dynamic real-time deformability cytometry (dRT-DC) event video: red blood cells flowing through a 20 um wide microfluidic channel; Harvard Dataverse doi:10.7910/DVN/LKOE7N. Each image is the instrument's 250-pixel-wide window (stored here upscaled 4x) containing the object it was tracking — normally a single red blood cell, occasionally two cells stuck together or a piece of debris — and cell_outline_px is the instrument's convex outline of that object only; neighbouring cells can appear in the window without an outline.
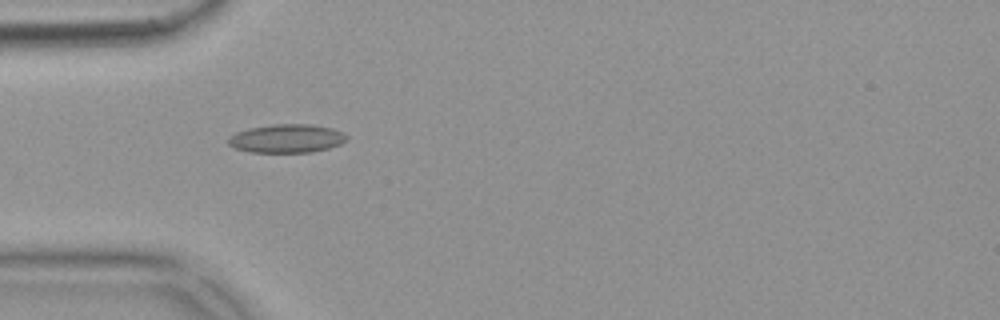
{"species": "common noctule bat (a hibernating species)", "species_latin": "Nyctalus noctula", "temperature_condition": "warm", "stored_images_in_passage": 55, "camera_frame_rate_fps": 3000, "um_per_image_px": 0.085, "animal": {"sex": "female", "body_mass_g": 18.4}, "frame": {"image": 1, "passage_image": 17, "time_ms": 5.333, "image_size_px": [1000, 320], "cell_outline_px": [[348, 140], [340, 144], [328, 148], [312, 152], [248, 152], [236, 148], [228, 144], [228, 136], [236, 132], [248, 128], [272, 124], [312, 124], [332, 128], [348, 136]], "centroid_in_image_um": [24.35, 11.76], "position_along_channel_um": 60.6, "area_um2": 19.77}}
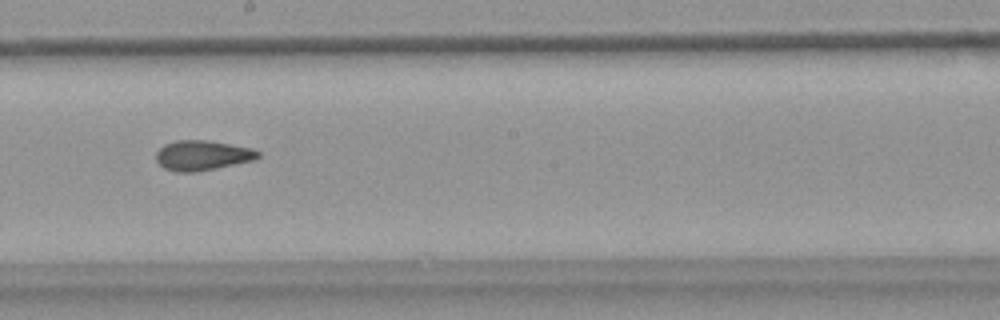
{"frame": {"image": 2, "passage_image": 31, "time_ms": 10.0, "image_size_px": [1000, 320], "cell_outline_px": [[260, 156], [252, 160], [216, 168], [196, 172], [176, 172], [164, 168], [156, 160], [156, 152], [164, 144], [176, 140], [208, 140], [252, 148], [260, 152]], "centroid_in_image_um": [17.17, 13.2], "position_along_channel_um": 231.0, "area_um2": 17.74}}
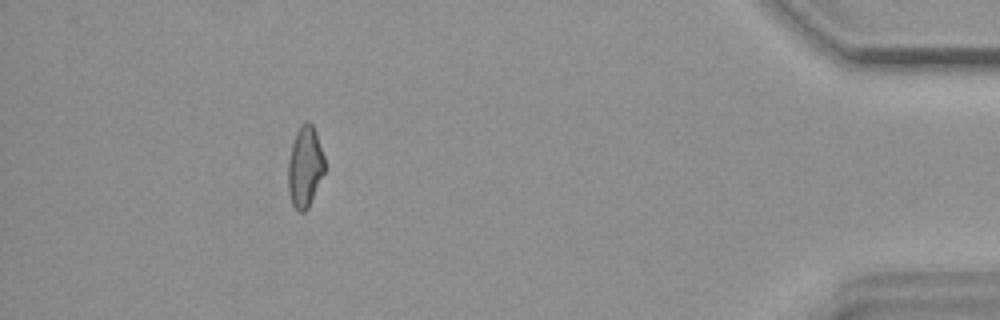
{"frame": {"image": 3, "passage_image": 50, "time_ms": 16.333, "image_size_px": [1000, 320], "cell_outline_px": [[324, 172], [308, 208], [304, 212], [300, 212], [292, 204], [288, 192], [288, 160], [292, 144], [296, 132], [308, 120], [312, 124], [316, 132], [324, 156]], "centroid_in_image_um": [25.91, 14.19], "position_along_channel_um": 409.3, "area_um2": 17.05}, "authors_computed_cell_mechanics": {"area_um2": 17.8602, "velocity_mm_per_s": 3.7022, "shape_relaxation_time_tau1_ms": null, "shape_relaxation_time_tau2_ms": 2.0827, "deformation_change_tau1": null, "deformation_change_tau2": 0.0935}}